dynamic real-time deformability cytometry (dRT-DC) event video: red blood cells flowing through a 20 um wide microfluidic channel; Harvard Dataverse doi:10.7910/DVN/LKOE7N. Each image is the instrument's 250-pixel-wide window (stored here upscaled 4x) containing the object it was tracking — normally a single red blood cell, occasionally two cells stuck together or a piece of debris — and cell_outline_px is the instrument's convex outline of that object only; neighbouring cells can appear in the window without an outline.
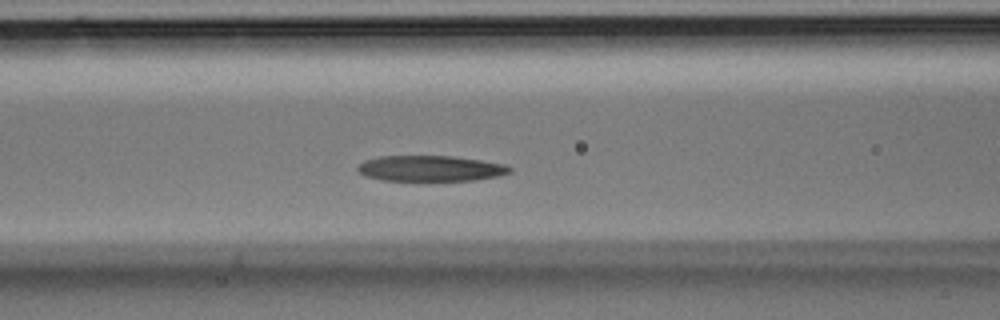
{"species": "Egyptian fruit bat (a non-hibernating species)", "species_latin": "Rousettus aegyptiacus", "temperature_condition": "room temperature", "stored_images_in_passage": 35, "camera_frame_rate_fps": 3000, "um_per_image_px": 0.085, "animal": {"sex": "male"}, "frame": {"image": 1, "passage_image": 13, "time_ms": 4.0, "image_size_px": [1000, 320], "cell_outline_px": [[512, 172], [500, 176], [472, 180], [384, 180], [364, 176], [356, 168], [364, 160], [380, 156], [452, 156], [480, 160], [504, 164], [512, 168]], "centroid_in_image_um": [36.6, 14.31], "position_along_channel_um": 130.0, "area_um2": 22.66}}
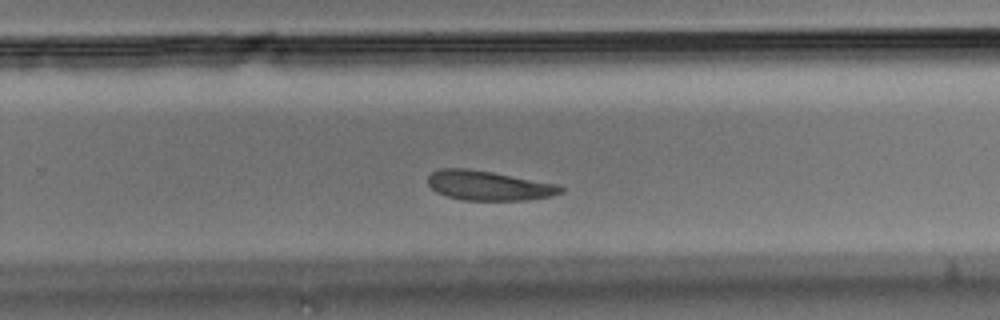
{"frame": {"image": 2, "passage_image": 22, "time_ms": 7.0, "image_size_px": [1000, 320], "cell_outline_px": [[564, 192], [552, 196], [528, 200], [464, 200], [448, 196], [436, 192], [428, 184], [428, 176], [432, 172], [440, 168], [468, 168], [492, 172], [560, 184], [564, 188]], "centroid_in_image_um": [41.58, 15.77], "position_along_channel_um": 288.2, "area_um2": 23.06}}
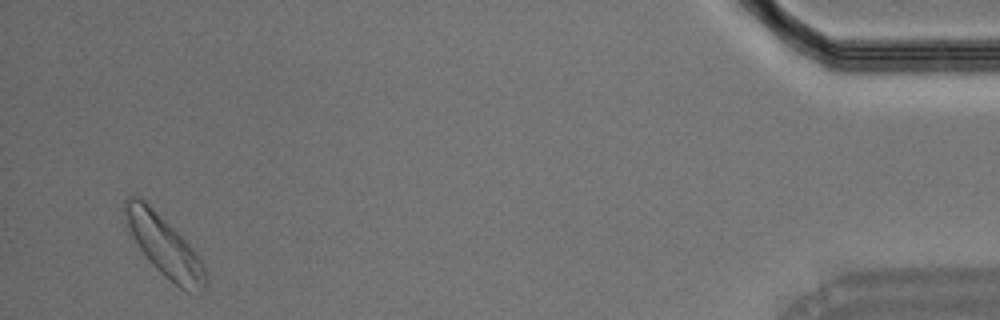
{"frame": {"image": 3, "passage_image": 34, "time_ms": 11.0, "image_size_px": [1000, 320], "cell_outline_px": [[208, 284], [204, 292], [200, 296], [188, 292], [180, 288], [164, 276], [152, 264], [140, 248], [132, 236], [124, 212], [124, 200], [128, 196], [136, 196], [144, 200], [196, 252], [204, 268]], "centroid_in_image_um": [14.02, 21.0], "position_along_channel_um": 421.2, "area_um2": 27.8}}